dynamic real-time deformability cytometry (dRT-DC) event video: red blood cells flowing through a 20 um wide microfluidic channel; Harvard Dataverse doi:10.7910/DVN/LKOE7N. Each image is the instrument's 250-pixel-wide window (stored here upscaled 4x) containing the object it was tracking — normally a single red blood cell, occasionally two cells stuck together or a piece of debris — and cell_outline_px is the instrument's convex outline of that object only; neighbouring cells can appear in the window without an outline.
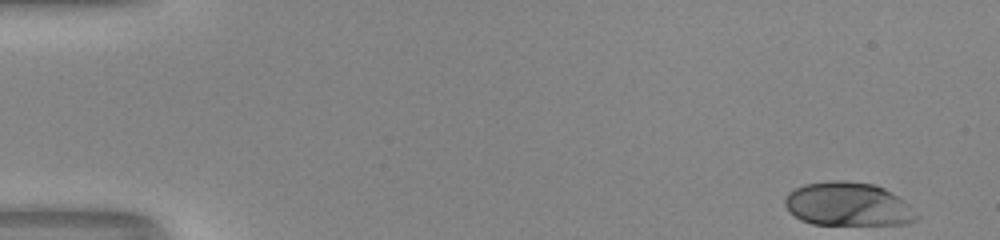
{"species": "human", "species_latin": "Homo sapiens", "temperature_condition": "room temperature", "stored_images_in_passage": 51, "camera_frame_rate_fps": 3000, "um_per_image_px": 0.085, "donor": {"sex": "male"}, "frame": {"image": 1, "passage_image": 1, "time_ms": 0.0, "image_size_px": [1000, 240], "cell_outline_px": [[920, 220], [908, 224], [812, 224], [800, 220], [784, 204], [784, 200], [788, 192], [804, 184], [828, 180], [844, 180], [876, 184], [884, 188], [908, 204], [920, 216]], "centroid_in_image_um": [72.1, 17.35], "position_along_channel_um": 12.9, "area_um2": 33.58}}
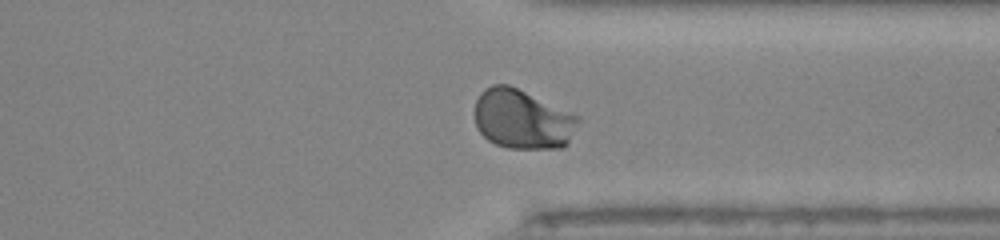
{"frame": {"image": 2, "passage_image": 39, "time_ms": 12.667, "image_size_px": [1000, 240], "cell_outline_px": [[580, 120], [568, 144], [564, 148], [508, 148], [496, 144], [488, 140], [476, 128], [472, 112], [476, 100], [480, 92], [484, 88], [492, 84], [508, 84], [580, 116]], "centroid_in_image_um": [44.37, 10.13], "position_along_channel_um": 367.0, "area_um2": 36.36}}
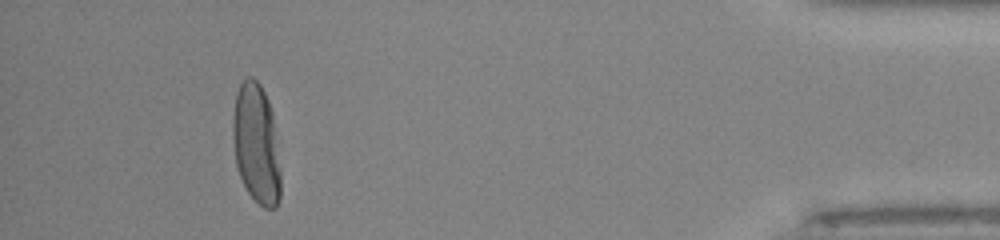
{"frame": {"image": 3, "passage_image": 47, "time_ms": 15.333, "image_size_px": [1000, 240], "cell_outline_px": [[280, 200], [276, 208], [264, 208], [248, 192], [240, 176], [236, 164], [232, 136], [232, 116], [236, 92], [240, 84], [248, 76], [252, 76], [260, 84], [268, 100], [272, 112], [280, 168]], "centroid_in_image_um": [21.77, 12.21], "position_along_channel_um": 413.4, "area_um2": 33.47}, "authors_computed_cell_mechanics": {"area_um2": 34.102, "velocity_mm_per_s": 3.9783, "shape_relaxation_time_tau1_ms": 3.234, "shape_relaxation_time_tau2_ms": null, "deformation_change_tau1": 0.2058, "deformation_change_tau2": null}}